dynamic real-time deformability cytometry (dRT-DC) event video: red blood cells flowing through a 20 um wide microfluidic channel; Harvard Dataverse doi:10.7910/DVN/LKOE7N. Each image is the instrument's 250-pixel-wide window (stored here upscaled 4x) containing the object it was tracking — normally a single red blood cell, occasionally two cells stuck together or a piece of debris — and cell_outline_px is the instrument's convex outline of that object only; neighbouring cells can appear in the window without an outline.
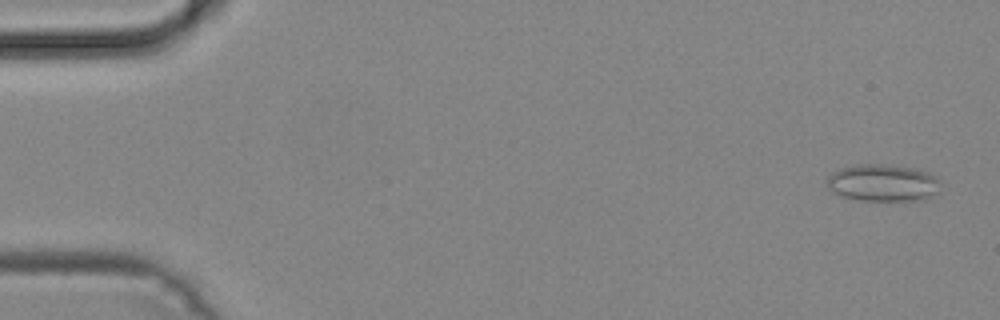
{"species": "common noctule bat (a hibernating species)", "species_latin": "Nyctalus noctula", "temperature_condition": "cold", "stored_images_in_passage": 49, "camera_frame_rate_fps": 3000, "um_per_image_px": 0.085, "animal": {"sex": "male", "body_mass_g": 19.2, "forearm_length_mm": 51.8}, "frame": {"image": 1, "passage_image": 2, "time_ms": 0.333, "image_size_px": [1000, 320], "cell_outline_px": [[940, 180], [936, 192], [932, 196], [924, 200], [860, 200], [844, 196], [832, 192], [828, 188], [828, 176], [832, 172], [840, 168], [860, 164], [892, 164], [916, 168], [928, 172], [936, 176]], "centroid_in_image_um": [75.06, 15.52], "position_along_channel_um": 9.9, "area_um2": 24.62}}
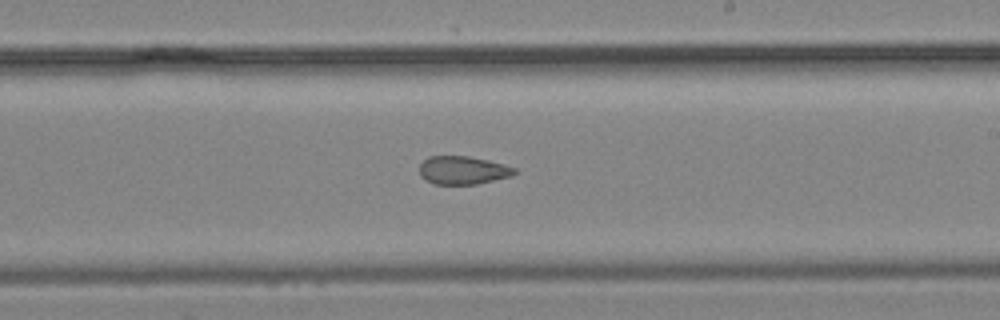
{"frame": {"image": 2, "passage_image": 29, "time_ms": 9.333, "image_size_px": [1000, 320], "cell_outline_px": [[520, 172], [512, 176], [476, 184], [432, 184], [420, 176], [420, 164], [428, 156], [468, 156], [488, 160], [504, 164], [516, 168]], "centroid_in_image_um": [39.37, 14.47], "position_along_channel_um": 249.6, "area_um2": 15.78}}
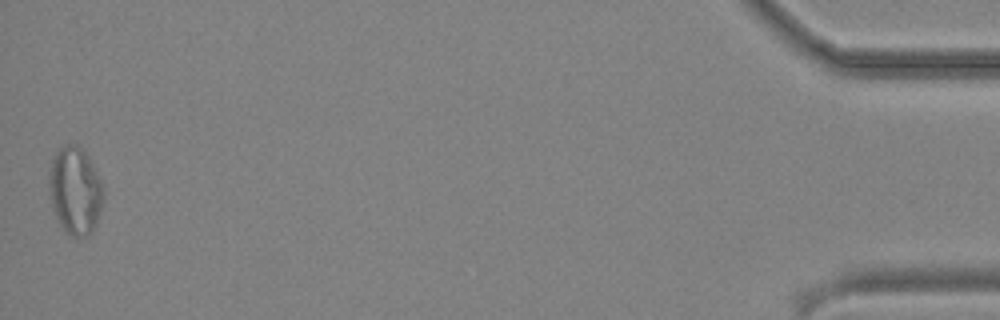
{"frame": {"image": 3, "passage_image": 49, "time_ms": 16.0, "image_size_px": [1000, 320], "cell_outline_px": [[104, 200], [96, 224], [92, 232], [88, 236], [72, 236], [60, 224], [52, 208], [48, 184], [48, 176], [52, 160], [56, 152], [64, 144], [76, 144], [88, 156], [104, 188]], "centroid_in_image_um": [6.39, 16.2], "position_along_channel_um": 428.8, "area_um2": 27.69}}